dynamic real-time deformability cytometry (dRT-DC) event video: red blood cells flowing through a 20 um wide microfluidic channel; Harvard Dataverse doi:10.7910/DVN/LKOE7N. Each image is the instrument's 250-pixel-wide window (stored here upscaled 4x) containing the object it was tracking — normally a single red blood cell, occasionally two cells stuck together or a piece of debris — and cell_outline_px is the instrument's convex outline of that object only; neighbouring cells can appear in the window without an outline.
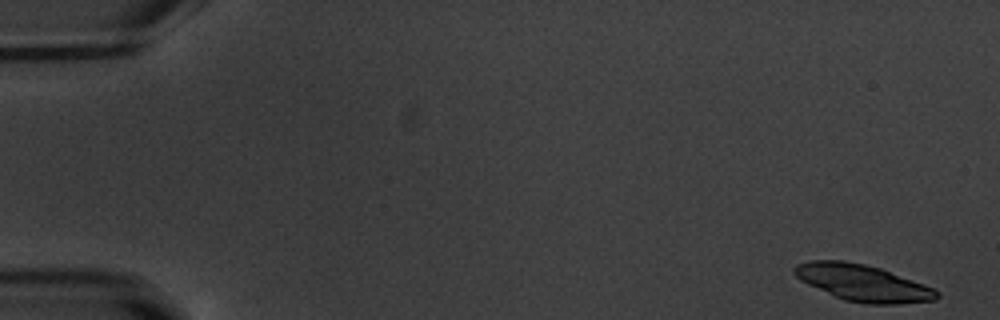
{"species": "common noctule bat (a hibernating species)", "species_latin": "Nyctalus noctula", "temperature_condition": "warm", "stored_images_in_passage": 25, "camera_frame_rate_fps": 3000, "um_per_image_px": 0.085, "animal": {"sex": "male", "body_mass_g": 20.1, "forearm_length_mm": 53.5}, "frame": {"image": 1, "passage_image": 1, "time_ms": 0.0, "image_size_px": [1000, 320], "cell_outline_px": [[940, 296], [936, 300], [896, 304], [864, 304], [844, 300], [808, 284], [800, 280], [792, 272], [792, 268], [796, 264], [812, 260], [844, 260], [864, 264], [880, 268], [936, 288], [940, 292]], "centroid_in_image_um": [73.35, 24.04], "position_along_channel_um": 11.6, "area_um2": 30.46}}